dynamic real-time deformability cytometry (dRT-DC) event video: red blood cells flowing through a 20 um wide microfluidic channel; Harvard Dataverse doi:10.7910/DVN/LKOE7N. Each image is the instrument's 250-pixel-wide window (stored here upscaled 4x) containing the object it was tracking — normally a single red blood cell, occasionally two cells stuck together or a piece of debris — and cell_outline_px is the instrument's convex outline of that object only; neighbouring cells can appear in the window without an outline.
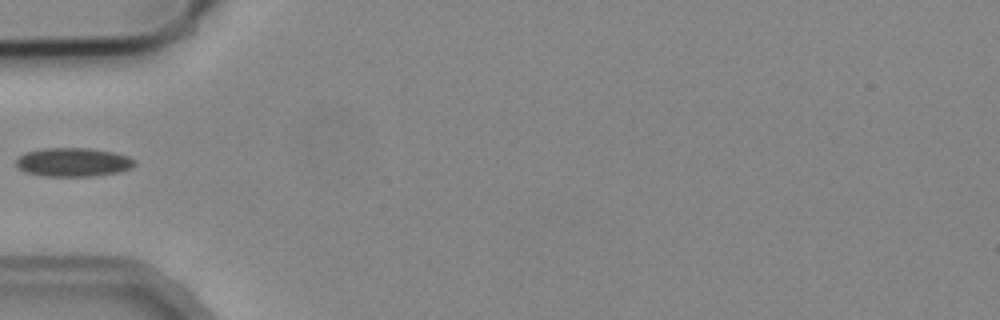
{"species": "common noctule bat (a hibernating species)", "species_latin": "Nyctalus noctula", "temperature_condition": "cold", "stored_images_in_passage": 1, "camera_frame_rate_fps": 3000, "um_per_image_px": 0.085, "animal": {"sex": "male", "body_mass_g": 19.2, "forearm_length_mm": 51.8}, "frame": {"image": 1, "passage_image": 1, "time_ms": 0.0, "image_size_px": [1000, 320], "cell_outline_px": [[136, 164], [132, 168], [120, 172], [92, 176], [44, 176], [28, 172], [20, 168], [16, 164], [16, 160], [24, 152], [44, 148], [88, 148], [112, 152], [128, 156], [136, 160]], "centroid_in_image_um": [6.26, 13.78], "position_along_channel_um": 78.7, "area_um2": 19.83}}